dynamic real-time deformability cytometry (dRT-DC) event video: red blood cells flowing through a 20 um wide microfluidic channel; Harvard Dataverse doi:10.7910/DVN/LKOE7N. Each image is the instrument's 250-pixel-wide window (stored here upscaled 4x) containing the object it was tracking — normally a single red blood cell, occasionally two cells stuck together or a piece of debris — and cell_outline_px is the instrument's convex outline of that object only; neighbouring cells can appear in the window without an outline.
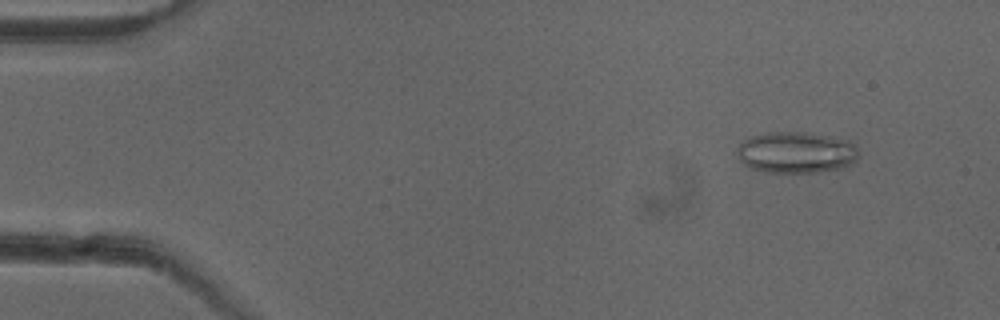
{"species": "common noctule bat (a hibernating species)", "species_latin": "Nyctalus noctula", "temperature_condition": "cold", "stored_images_in_passage": 16, "camera_frame_rate_fps": 3000, "um_per_image_px": 0.085, "animal": {"sex": "female"}, "frame": {"image": 1, "passage_image": 5, "time_ms": 1.333, "image_size_px": [1000, 320], "cell_outline_px": [[860, 156], [852, 164], [844, 168], [816, 172], [768, 172], [748, 168], [736, 156], [736, 148], [748, 136], [768, 132], [800, 132], [848, 140], [856, 148]], "centroid_in_image_um": [67.63, 12.97], "position_along_channel_um": 17.4, "area_um2": 29.42}}